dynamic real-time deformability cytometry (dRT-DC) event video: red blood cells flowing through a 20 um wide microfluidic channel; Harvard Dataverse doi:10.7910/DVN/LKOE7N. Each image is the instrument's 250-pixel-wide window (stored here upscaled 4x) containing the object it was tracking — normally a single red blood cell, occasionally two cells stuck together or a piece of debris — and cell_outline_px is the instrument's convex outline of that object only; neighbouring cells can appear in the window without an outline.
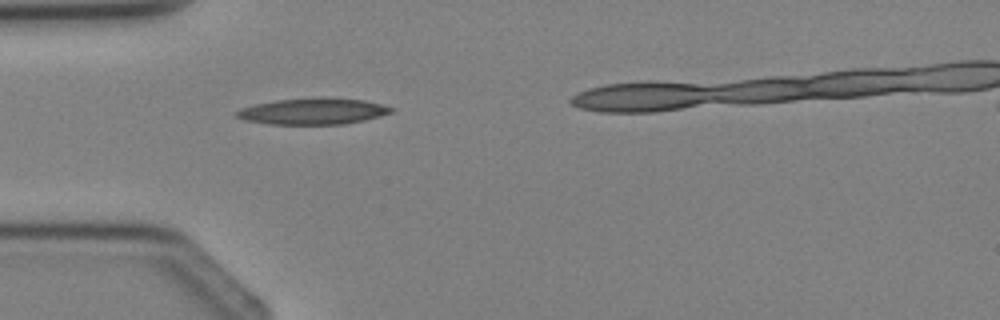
{"species": "Egyptian fruit bat (a non-hibernating species)", "species_latin": "Rousettus aegyptiacus", "temperature_condition": "cold", "stored_images_in_passage": 2, "camera_frame_rate_fps": 3000, "um_per_image_px": 0.085, "animal": {"sex": "female"}, "frame": {"image": 1, "passage_image": 1, "time_ms": 0.0, "image_size_px": [1000, 320], "cell_outline_px": [[396, 112], [364, 120], [344, 124], [268, 124], [244, 120], [236, 116], [236, 112], [240, 108], [256, 104], [276, 100], [328, 96], [364, 100], [396, 108]], "centroid_in_image_um": [26.66, 9.45], "position_along_channel_um": 58.3, "area_um2": 23.99}}